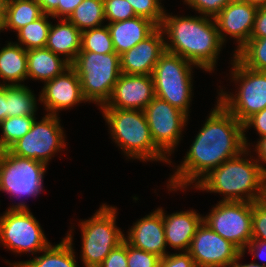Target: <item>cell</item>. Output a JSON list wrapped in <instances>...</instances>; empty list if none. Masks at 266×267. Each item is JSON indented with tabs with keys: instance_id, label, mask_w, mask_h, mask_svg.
<instances>
[{
	"instance_id": "1",
	"label": "cell",
	"mask_w": 266,
	"mask_h": 267,
	"mask_svg": "<svg viewBox=\"0 0 266 267\" xmlns=\"http://www.w3.org/2000/svg\"><path fill=\"white\" fill-rule=\"evenodd\" d=\"M195 137L184 161L168 182L169 190L197 185L213 169L245 149L244 127L219 101ZM179 188V189H178Z\"/></svg>"
},
{
	"instance_id": "2",
	"label": "cell",
	"mask_w": 266,
	"mask_h": 267,
	"mask_svg": "<svg viewBox=\"0 0 266 267\" xmlns=\"http://www.w3.org/2000/svg\"><path fill=\"white\" fill-rule=\"evenodd\" d=\"M159 27L171 43L165 40L167 52L181 56L202 70H214L223 43L213 17H178L165 13Z\"/></svg>"
},
{
	"instance_id": "3",
	"label": "cell",
	"mask_w": 266,
	"mask_h": 267,
	"mask_svg": "<svg viewBox=\"0 0 266 267\" xmlns=\"http://www.w3.org/2000/svg\"><path fill=\"white\" fill-rule=\"evenodd\" d=\"M248 149L213 169L194 187L225 195L221 201L253 203L264 200L266 174L256 160L244 159L251 152Z\"/></svg>"
},
{
	"instance_id": "4",
	"label": "cell",
	"mask_w": 266,
	"mask_h": 267,
	"mask_svg": "<svg viewBox=\"0 0 266 267\" xmlns=\"http://www.w3.org/2000/svg\"><path fill=\"white\" fill-rule=\"evenodd\" d=\"M114 142L125 156L142 161H171L153 142L143 110L101 108ZM169 160V161H168Z\"/></svg>"
},
{
	"instance_id": "5",
	"label": "cell",
	"mask_w": 266,
	"mask_h": 267,
	"mask_svg": "<svg viewBox=\"0 0 266 267\" xmlns=\"http://www.w3.org/2000/svg\"><path fill=\"white\" fill-rule=\"evenodd\" d=\"M70 66L80 78L84 98L100 107L105 105L121 75L120 56L116 52L80 51Z\"/></svg>"
},
{
	"instance_id": "6",
	"label": "cell",
	"mask_w": 266,
	"mask_h": 267,
	"mask_svg": "<svg viewBox=\"0 0 266 267\" xmlns=\"http://www.w3.org/2000/svg\"><path fill=\"white\" fill-rule=\"evenodd\" d=\"M116 212L115 207L103 204L89 220L80 222L85 267H98L124 241L123 232L116 226Z\"/></svg>"
},
{
	"instance_id": "7",
	"label": "cell",
	"mask_w": 266,
	"mask_h": 267,
	"mask_svg": "<svg viewBox=\"0 0 266 267\" xmlns=\"http://www.w3.org/2000/svg\"><path fill=\"white\" fill-rule=\"evenodd\" d=\"M179 55L165 53L154 67L152 78L155 97L168 102L189 115L192 93V66Z\"/></svg>"
},
{
	"instance_id": "8",
	"label": "cell",
	"mask_w": 266,
	"mask_h": 267,
	"mask_svg": "<svg viewBox=\"0 0 266 267\" xmlns=\"http://www.w3.org/2000/svg\"><path fill=\"white\" fill-rule=\"evenodd\" d=\"M232 78L240 86L236 95L222 89L218 100L239 122L244 123L254 113L266 108V71H255L244 66L234 55Z\"/></svg>"
},
{
	"instance_id": "9",
	"label": "cell",
	"mask_w": 266,
	"mask_h": 267,
	"mask_svg": "<svg viewBox=\"0 0 266 267\" xmlns=\"http://www.w3.org/2000/svg\"><path fill=\"white\" fill-rule=\"evenodd\" d=\"M0 243L17 254H36L51 244L24 202L12 205L0 216Z\"/></svg>"
},
{
	"instance_id": "10",
	"label": "cell",
	"mask_w": 266,
	"mask_h": 267,
	"mask_svg": "<svg viewBox=\"0 0 266 267\" xmlns=\"http://www.w3.org/2000/svg\"><path fill=\"white\" fill-rule=\"evenodd\" d=\"M46 164L0 151V191L10 196L36 197L43 190Z\"/></svg>"
},
{
	"instance_id": "11",
	"label": "cell",
	"mask_w": 266,
	"mask_h": 267,
	"mask_svg": "<svg viewBox=\"0 0 266 267\" xmlns=\"http://www.w3.org/2000/svg\"><path fill=\"white\" fill-rule=\"evenodd\" d=\"M203 222L214 232L237 246L243 253L252 240V203L219 201Z\"/></svg>"
},
{
	"instance_id": "12",
	"label": "cell",
	"mask_w": 266,
	"mask_h": 267,
	"mask_svg": "<svg viewBox=\"0 0 266 267\" xmlns=\"http://www.w3.org/2000/svg\"><path fill=\"white\" fill-rule=\"evenodd\" d=\"M64 140L58 115L46 114L41 121L35 119L31 129L8 150L13 155L48 165L52 156L66 147Z\"/></svg>"
},
{
	"instance_id": "13",
	"label": "cell",
	"mask_w": 266,
	"mask_h": 267,
	"mask_svg": "<svg viewBox=\"0 0 266 267\" xmlns=\"http://www.w3.org/2000/svg\"><path fill=\"white\" fill-rule=\"evenodd\" d=\"M143 111L153 142L169 157L181 139L182 128L186 126L188 115L157 97H154Z\"/></svg>"
},
{
	"instance_id": "14",
	"label": "cell",
	"mask_w": 266,
	"mask_h": 267,
	"mask_svg": "<svg viewBox=\"0 0 266 267\" xmlns=\"http://www.w3.org/2000/svg\"><path fill=\"white\" fill-rule=\"evenodd\" d=\"M188 253L196 267H231L242 251L202 222L191 241Z\"/></svg>"
},
{
	"instance_id": "15",
	"label": "cell",
	"mask_w": 266,
	"mask_h": 267,
	"mask_svg": "<svg viewBox=\"0 0 266 267\" xmlns=\"http://www.w3.org/2000/svg\"><path fill=\"white\" fill-rule=\"evenodd\" d=\"M257 10V6L246 0H232L214 17L222 43L226 42V35L237 39L234 55L250 39Z\"/></svg>"
},
{
	"instance_id": "16",
	"label": "cell",
	"mask_w": 266,
	"mask_h": 267,
	"mask_svg": "<svg viewBox=\"0 0 266 267\" xmlns=\"http://www.w3.org/2000/svg\"><path fill=\"white\" fill-rule=\"evenodd\" d=\"M154 97L152 75L121 73L110 99L101 108L144 110Z\"/></svg>"
},
{
	"instance_id": "17",
	"label": "cell",
	"mask_w": 266,
	"mask_h": 267,
	"mask_svg": "<svg viewBox=\"0 0 266 267\" xmlns=\"http://www.w3.org/2000/svg\"><path fill=\"white\" fill-rule=\"evenodd\" d=\"M38 100L43 102L45 110L52 115L79 102H87L82 93L80 78L71 66L61 75L45 82Z\"/></svg>"
},
{
	"instance_id": "18",
	"label": "cell",
	"mask_w": 266,
	"mask_h": 267,
	"mask_svg": "<svg viewBox=\"0 0 266 267\" xmlns=\"http://www.w3.org/2000/svg\"><path fill=\"white\" fill-rule=\"evenodd\" d=\"M163 31L158 27L150 36L120 55L121 73L152 75L155 65L165 53Z\"/></svg>"
},
{
	"instance_id": "19",
	"label": "cell",
	"mask_w": 266,
	"mask_h": 267,
	"mask_svg": "<svg viewBox=\"0 0 266 267\" xmlns=\"http://www.w3.org/2000/svg\"><path fill=\"white\" fill-rule=\"evenodd\" d=\"M126 237L124 240L134 248L154 253L161 258L167 255L162 208L137 220Z\"/></svg>"
},
{
	"instance_id": "20",
	"label": "cell",
	"mask_w": 266,
	"mask_h": 267,
	"mask_svg": "<svg viewBox=\"0 0 266 267\" xmlns=\"http://www.w3.org/2000/svg\"><path fill=\"white\" fill-rule=\"evenodd\" d=\"M203 222V217L194 210L166 215L163 211L166 245L188 252L191 241Z\"/></svg>"
},
{
	"instance_id": "21",
	"label": "cell",
	"mask_w": 266,
	"mask_h": 267,
	"mask_svg": "<svg viewBox=\"0 0 266 267\" xmlns=\"http://www.w3.org/2000/svg\"><path fill=\"white\" fill-rule=\"evenodd\" d=\"M115 52L120 56L150 36L158 26L149 19L133 17L107 24Z\"/></svg>"
},
{
	"instance_id": "22",
	"label": "cell",
	"mask_w": 266,
	"mask_h": 267,
	"mask_svg": "<svg viewBox=\"0 0 266 267\" xmlns=\"http://www.w3.org/2000/svg\"><path fill=\"white\" fill-rule=\"evenodd\" d=\"M59 22L51 24L46 48L55 54L64 55V59L71 64L81 50V31L68 19H59Z\"/></svg>"
},
{
	"instance_id": "23",
	"label": "cell",
	"mask_w": 266,
	"mask_h": 267,
	"mask_svg": "<svg viewBox=\"0 0 266 267\" xmlns=\"http://www.w3.org/2000/svg\"><path fill=\"white\" fill-rule=\"evenodd\" d=\"M27 67V78L45 83L61 75L70 67V63L45 47L27 51Z\"/></svg>"
},
{
	"instance_id": "24",
	"label": "cell",
	"mask_w": 266,
	"mask_h": 267,
	"mask_svg": "<svg viewBox=\"0 0 266 267\" xmlns=\"http://www.w3.org/2000/svg\"><path fill=\"white\" fill-rule=\"evenodd\" d=\"M71 230L59 244H51L44 249L43 255L28 261L9 263L11 267H77L72 244Z\"/></svg>"
},
{
	"instance_id": "25",
	"label": "cell",
	"mask_w": 266,
	"mask_h": 267,
	"mask_svg": "<svg viewBox=\"0 0 266 267\" xmlns=\"http://www.w3.org/2000/svg\"><path fill=\"white\" fill-rule=\"evenodd\" d=\"M27 74V50L19 43L8 42L0 50V78H3L4 84L8 81L9 86L23 85L20 83L27 79Z\"/></svg>"
},
{
	"instance_id": "26",
	"label": "cell",
	"mask_w": 266,
	"mask_h": 267,
	"mask_svg": "<svg viewBox=\"0 0 266 267\" xmlns=\"http://www.w3.org/2000/svg\"><path fill=\"white\" fill-rule=\"evenodd\" d=\"M36 0H9L3 9L2 30L18 31L43 15Z\"/></svg>"
},
{
	"instance_id": "27",
	"label": "cell",
	"mask_w": 266,
	"mask_h": 267,
	"mask_svg": "<svg viewBox=\"0 0 266 267\" xmlns=\"http://www.w3.org/2000/svg\"><path fill=\"white\" fill-rule=\"evenodd\" d=\"M7 112L6 118L35 115L37 101L35 95L25 85L6 84Z\"/></svg>"
},
{
	"instance_id": "28",
	"label": "cell",
	"mask_w": 266,
	"mask_h": 267,
	"mask_svg": "<svg viewBox=\"0 0 266 267\" xmlns=\"http://www.w3.org/2000/svg\"><path fill=\"white\" fill-rule=\"evenodd\" d=\"M68 20L81 32L102 26L105 20L103 0H83Z\"/></svg>"
},
{
	"instance_id": "29",
	"label": "cell",
	"mask_w": 266,
	"mask_h": 267,
	"mask_svg": "<svg viewBox=\"0 0 266 267\" xmlns=\"http://www.w3.org/2000/svg\"><path fill=\"white\" fill-rule=\"evenodd\" d=\"M49 14H43L34 22L26 25L17 31L19 45L25 50L45 48L48 40V33L51 27L48 19Z\"/></svg>"
},
{
	"instance_id": "30",
	"label": "cell",
	"mask_w": 266,
	"mask_h": 267,
	"mask_svg": "<svg viewBox=\"0 0 266 267\" xmlns=\"http://www.w3.org/2000/svg\"><path fill=\"white\" fill-rule=\"evenodd\" d=\"M35 119V115H28L8 117L1 121L0 151L8 150L22 138L31 129Z\"/></svg>"
},
{
	"instance_id": "31",
	"label": "cell",
	"mask_w": 266,
	"mask_h": 267,
	"mask_svg": "<svg viewBox=\"0 0 266 267\" xmlns=\"http://www.w3.org/2000/svg\"><path fill=\"white\" fill-rule=\"evenodd\" d=\"M234 56L249 69L266 71V38L249 39Z\"/></svg>"
},
{
	"instance_id": "32",
	"label": "cell",
	"mask_w": 266,
	"mask_h": 267,
	"mask_svg": "<svg viewBox=\"0 0 266 267\" xmlns=\"http://www.w3.org/2000/svg\"><path fill=\"white\" fill-rule=\"evenodd\" d=\"M99 54L115 52L107 25L81 32V50Z\"/></svg>"
},
{
	"instance_id": "33",
	"label": "cell",
	"mask_w": 266,
	"mask_h": 267,
	"mask_svg": "<svg viewBox=\"0 0 266 267\" xmlns=\"http://www.w3.org/2000/svg\"><path fill=\"white\" fill-rule=\"evenodd\" d=\"M133 7L137 17H143L154 22L158 27L161 25L165 9L161 0H127Z\"/></svg>"
},
{
	"instance_id": "34",
	"label": "cell",
	"mask_w": 266,
	"mask_h": 267,
	"mask_svg": "<svg viewBox=\"0 0 266 267\" xmlns=\"http://www.w3.org/2000/svg\"><path fill=\"white\" fill-rule=\"evenodd\" d=\"M104 16L109 23L136 17L133 7L127 0H103Z\"/></svg>"
},
{
	"instance_id": "35",
	"label": "cell",
	"mask_w": 266,
	"mask_h": 267,
	"mask_svg": "<svg viewBox=\"0 0 266 267\" xmlns=\"http://www.w3.org/2000/svg\"><path fill=\"white\" fill-rule=\"evenodd\" d=\"M252 240L266 241V200L252 203Z\"/></svg>"
},
{
	"instance_id": "36",
	"label": "cell",
	"mask_w": 266,
	"mask_h": 267,
	"mask_svg": "<svg viewBox=\"0 0 266 267\" xmlns=\"http://www.w3.org/2000/svg\"><path fill=\"white\" fill-rule=\"evenodd\" d=\"M160 259L154 253L134 248L127 243L128 267H159Z\"/></svg>"
},
{
	"instance_id": "37",
	"label": "cell",
	"mask_w": 266,
	"mask_h": 267,
	"mask_svg": "<svg viewBox=\"0 0 266 267\" xmlns=\"http://www.w3.org/2000/svg\"><path fill=\"white\" fill-rule=\"evenodd\" d=\"M232 0H184L189 7L198 11V13L215 17Z\"/></svg>"
},
{
	"instance_id": "38",
	"label": "cell",
	"mask_w": 266,
	"mask_h": 267,
	"mask_svg": "<svg viewBox=\"0 0 266 267\" xmlns=\"http://www.w3.org/2000/svg\"><path fill=\"white\" fill-rule=\"evenodd\" d=\"M98 267H128L127 242L124 240L115 247Z\"/></svg>"
},
{
	"instance_id": "39",
	"label": "cell",
	"mask_w": 266,
	"mask_h": 267,
	"mask_svg": "<svg viewBox=\"0 0 266 267\" xmlns=\"http://www.w3.org/2000/svg\"><path fill=\"white\" fill-rule=\"evenodd\" d=\"M159 267H196L188 252L167 254L160 259Z\"/></svg>"
},
{
	"instance_id": "40",
	"label": "cell",
	"mask_w": 266,
	"mask_h": 267,
	"mask_svg": "<svg viewBox=\"0 0 266 267\" xmlns=\"http://www.w3.org/2000/svg\"><path fill=\"white\" fill-rule=\"evenodd\" d=\"M254 126L256 131L258 132L260 138L263 136H266V108H264L262 111H259L257 113H254L251 117H249L244 123V143L246 148L247 146H250V143H247V137H245V132L248 128Z\"/></svg>"
},
{
	"instance_id": "41",
	"label": "cell",
	"mask_w": 266,
	"mask_h": 267,
	"mask_svg": "<svg viewBox=\"0 0 266 267\" xmlns=\"http://www.w3.org/2000/svg\"><path fill=\"white\" fill-rule=\"evenodd\" d=\"M266 38V6L258 7L250 39Z\"/></svg>"
},
{
	"instance_id": "42",
	"label": "cell",
	"mask_w": 266,
	"mask_h": 267,
	"mask_svg": "<svg viewBox=\"0 0 266 267\" xmlns=\"http://www.w3.org/2000/svg\"><path fill=\"white\" fill-rule=\"evenodd\" d=\"M83 0H59V18L68 19Z\"/></svg>"
},
{
	"instance_id": "43",
	"label": "cell",
	"mask_w": 266,
	"mask_h": 267,
	"mask_svg": "<svg viewBox=\"0 0 266 267\" xmlns=\"http://www.w3.org/2000/svg\"><path fill=\"white\" fill-rule=\"evenodd\" d=\"M41 6L44 14L51 15V18H59V0H36Z\"/></svg>"
},
{
	"instance_id": "44",
	"label": "cell",
	"mask_w": 266,
	"mask_h": 267,
	"mask_svg": "<svg viewBox=\"0 0 266 267\" xmlns=\"http://www.w3.org/2000/svg\"><path fill=\"white\" fill-rule=\"evenodd\" d=\"M253 255V258H262L265 259L266 256H262L264 253L266 254V241L263 240H251L250 243L245 247V250Z\"/></svg>"
},
{
	"instance_id": "45",
	"label": "cell",
	"mask_w": 266,
	"mask_h": 267,
	"mask_svg": "<svg viewBox=\"0 0 266 267\" xmlns=\"http://www.w3.org/2000/svg\"><path fill=\"white\" fill-rule=\"evenodd\" d=\"M258 140L259 141H257V144L255 146L256 148L255 151L257 152L259 158L255 160L260 164L261 169L266 174V168L264 165L266 164V136H263ZM261 163H264V164H261Z\"/></svg>"
},
{
	"instance_id": "46",
	"label": "cell",
	"mask_w": 266,
	"mask_h": 267,
	"mask_svg": "<svg viewBox=\"0 0 266 267\" xmlns=\"http://www.w3.org/2000/svg\"><path fill=\"white\" fill-rule=\"evenodd\" d=\"M6 84H0V122L6 119Z\"/></svg>"
},
{
	"instance_id": "47",
	"label": "cell",
	"mask_w": 266,
	"mask_h": 267,
	"mask_svg": "<svg viewBox=\"0 0 266 267\" xmlns=\"http://www.w3.org/2000/svg\"><path fill=\"white\" fill-rule=\"evenodd\" d=\"M244 255V253L242 252L238 258L233 262V264L231 265V267H266V263L264 264H258V263H254L251 262L249 264H240L238 263V261L240 260V258Z\"/></svg>"
},
{
	"instance_id": "48",
	"label": "cell",
	"mask_w": 266,
	"mask_h": 267,
	"mask_svg": "<svg viewBox=\"0 0 266 267\" xmlns=\"http://www.w3.org/2000/svg\"><path fill=\"white\" fill-rule=\"evenodd\" d=\"M246 1L257 7L266 6V0H246Z\"/></svg>"
},
{
	"instance_id": "49",
	"label": "cell",
	"mask_w": 266,
	"mask_h": 267,
	"mask_svg": "<svg viewBox=\"0 0 266 267\" xmlns=\"http://www.w3.org/2000/svg\"><path fill=\"white\" fill-rule=\"evenodd\" d=\"M9 0H0V9L3 11V9L6 7Z\"/></svg>"
},
{
	"instance_id": "50",
	"label": "cell",
	"mask_w": 266,
	"mask_h": 267,
	"mask_svg": "<svg viewBox=\"0 0 266 267\" xmlns=\"http://www.w3.org/2000/svg\"><path fill=\"white\" fill-rule=\"evenodd\" d=\"M2 17H3V11L0 9V32L2 30Z\"/></svg>"
},
{
	"instance_id": "51",
	"label": "cell",
	"mask_w": 266,
	"mask_h": 267,
	"mask_svg": "<svg viewBox=\"0 0 266 267\" xmlns=\"http://www.w3.org/2000/svg\"><path fill=\"white\" fill-rule=\"evenodd\" d=\"M264 199L266 200V184H265V198Z\"/></svg>"
}]
</instances>
